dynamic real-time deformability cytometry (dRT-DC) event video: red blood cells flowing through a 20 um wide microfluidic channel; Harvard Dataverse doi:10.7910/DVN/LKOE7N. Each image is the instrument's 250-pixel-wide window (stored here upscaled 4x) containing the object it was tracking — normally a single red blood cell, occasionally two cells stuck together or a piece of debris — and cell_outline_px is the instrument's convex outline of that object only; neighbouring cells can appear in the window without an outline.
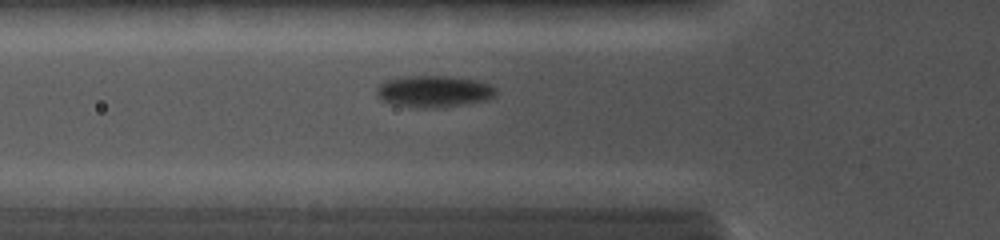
{"species": "common noctule bat (a hibernating species)", "species_latin": "Nyctalus noctula", "temperature_condition": "cold", "stored_images_in_passage": 25, "camera_frame_rate_fps": 5000, "um_per_image_px": 0.085, "animal": {"sex": "female", "body_mass_g": 19.0, "forearm_length_mm": 56.7}, "frame": {"image": 1, "passage_image": 7, "time_ms": 3.0, "image_size_px": [1000, 240], "cell_outline_px": [[496, 96], [488, 100], [440, 108], [412, 108], [392, 104], [380, 100], [376, 96], [376, 88], [380, 84], [388, 80], [408, 76], [448, 76], [476, 80], [488, 84], [496, 88]], "centroid_in_image_um": [36.87, 7.79], "position_along_channel_um": 88.9, "area_um2": 22.25}}
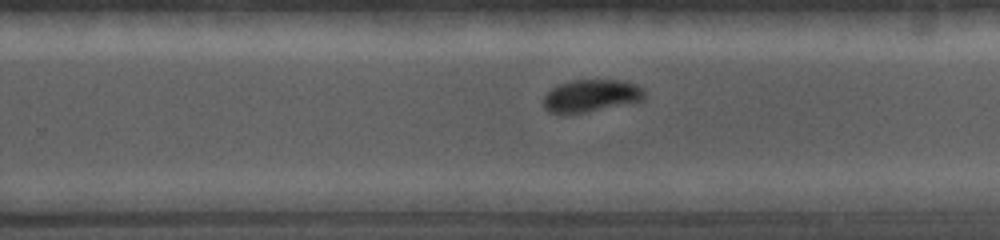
{"frame": {"image": 2, "passage_image": 16, "time_ms": 7.4, "image_size_px": [1000, 240], "cell_outline_px": [[644, 100], [632, 104], [568, 116], [564, 116], [548, 112], [544, 108], [544, 96], [552, 88], [560, 84], [572, 80], [620, 80], [636, 84], [644, 88]], "centroid_in_image_um": [50.25, 8.19], "position_along_channel_um": 279.6, "area_um2": 19.83}}
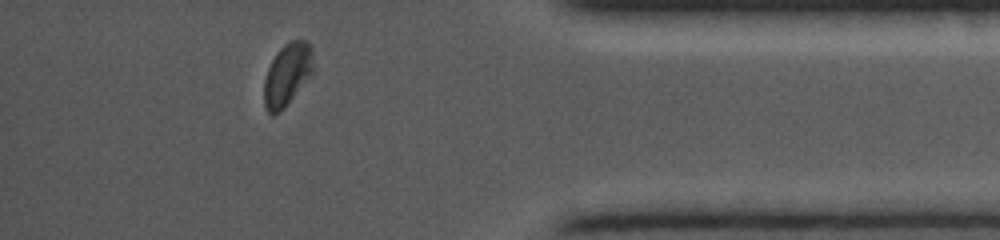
{"frame": {"image": 3, "passage_image": 23, "time_ms": 10.8, "image_size_px": [1000, 240], "cell_outline_px": [[316, 72], [284, 108], [280, 112], [272, 116], [264, 108], [264, 80], [268, 68], [276, 52], [284, 44], [292, 40], [304, 40], [312, 48]], "centroid_in_image_um": [24.46, 6.35], "position_along_channel_um": 410.7, "area_um2": 18.5}}